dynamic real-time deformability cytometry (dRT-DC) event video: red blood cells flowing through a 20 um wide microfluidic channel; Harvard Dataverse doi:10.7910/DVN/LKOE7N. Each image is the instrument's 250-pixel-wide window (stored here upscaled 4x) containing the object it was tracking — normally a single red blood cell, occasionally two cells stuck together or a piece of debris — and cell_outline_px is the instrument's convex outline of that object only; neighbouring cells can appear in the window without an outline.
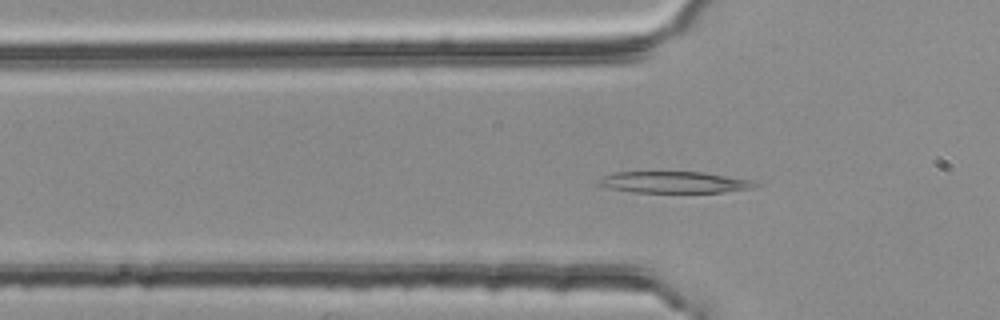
{"species": "common noctule bat (a hibernating species)", "species_latin": "Nyctalus noctula", "temperature_condition": "room temperature", "stored_images_in_passage": 53, "camera_frame_rate_fps": 3000, "um_per_image_px": 0.085, "animal": {"sex": "female", "body_mass_g": 25.1}, "frame": {"image": 1, "passage_image": 17, "time_ms": 5.333, "image_size_px": [1000, 320], "cell_outline_px": [[756, 184], [752, 188], [720, 192], [632, 192], [608, 188], [596, 184], [592, 180], [600, 176], [616, 172], [704, 172], [752, 180]], "centroid_in_image_um": [57.16, 15.48], "position_along_channel_um": 68.6, "area_um2": 19.65}}
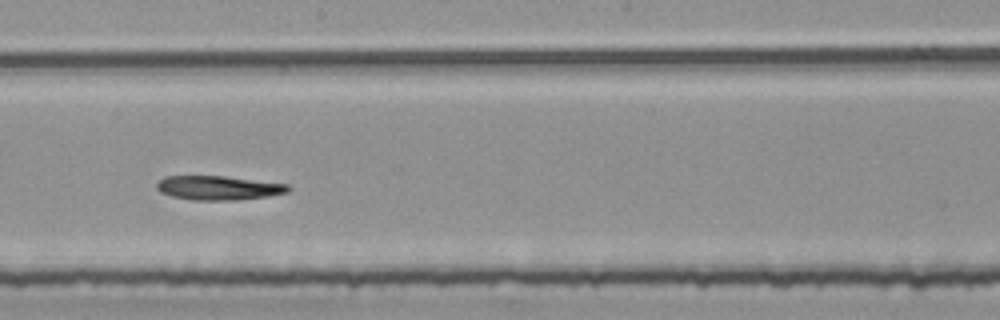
{"frame": {"image": 2, "passage_image": 30, "time_ms": 9.667, "image_size_px": [1000, 320], "cell_outline_px": [[292, 188], [288, 192], [268, 196], [232, 200], [192, 200], [172, 196], [160, 192], [156, 188], [156, 184], [164, 176], [224, 176], [288, 184]], "centroid_in_image_um": [18.56, 15.96], "position_along_channel_um": 229.6, "area_um2": 18.44}}
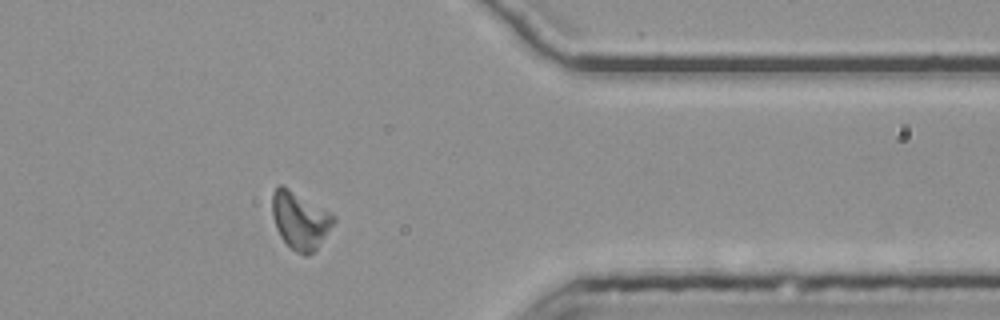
{"frame": {"image": 3, "passage_image": 44, "time_ms": 14.333, "image_size_px": [1000, 320], "cell_outline_px": [[336, 220], [316, 248], [308, 256], [304, 256], [296, 252], [280, 236], [276, 228], [272, 216], [272, 192], [280, 184], [284, 184], [336, 216]], "centroid_in_image_um": [25.48, 18.69], "position_along_channel_um": 385.9, "area_um2": 20.46}, "authors_computed_cell_mechanics": {"area_um2": 20.23, "velocity_mm_per_s": 3.7289, "shape_relaxation_time_tau1_ms": 3.1139, "shape_relaxation_time_tau2_ms": null, "deformation_change_tau1": 0.1071, "deformation_change_tau2": null}}